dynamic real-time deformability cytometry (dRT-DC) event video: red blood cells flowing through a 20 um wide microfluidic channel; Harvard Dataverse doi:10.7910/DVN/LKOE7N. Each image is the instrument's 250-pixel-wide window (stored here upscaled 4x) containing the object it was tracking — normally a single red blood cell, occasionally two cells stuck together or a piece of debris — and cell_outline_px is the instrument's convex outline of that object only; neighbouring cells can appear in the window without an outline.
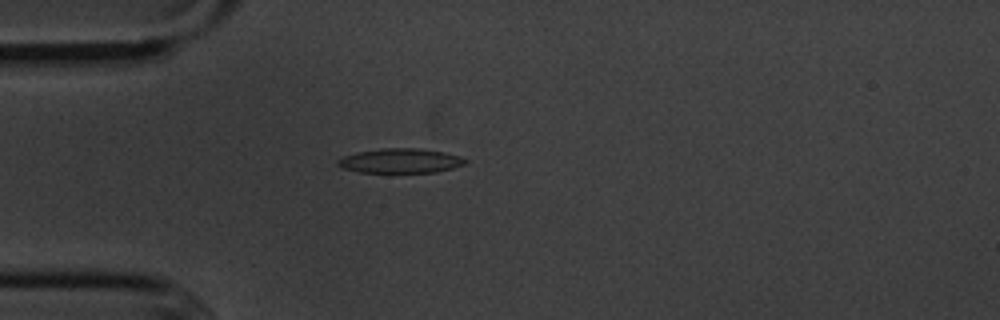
{"species": "common noctule bat (a hibernating species)", "species_latin": "Nyctalus noctula", "temperature_condition": "cold", "stored_images_in_passage": 2, "camera_frame_rate_fps": 3000, "um_per_image_px": 0.085, "animal": {"sex": "male", "body_mass_g": 20.1, "forearm_length_mm": 53.5}, "frame": {"image": 1, "passage_image": 2, "time_ms": 1.0, "image_size_px": [1000, 320], "cell_outline_px": [[468, 160], [464, 164], [452, 168], [436, 172], [360, 172], [340, 168], [336, 164], [336, 160], [344, 156], [356, 152], [384, 148], [416, 148], [444, 152], [460, 156]], "centroid_in_image_um": [33.99, 13.66], "position_along_channel_um": 51.0, "area_um2": 18.21}}